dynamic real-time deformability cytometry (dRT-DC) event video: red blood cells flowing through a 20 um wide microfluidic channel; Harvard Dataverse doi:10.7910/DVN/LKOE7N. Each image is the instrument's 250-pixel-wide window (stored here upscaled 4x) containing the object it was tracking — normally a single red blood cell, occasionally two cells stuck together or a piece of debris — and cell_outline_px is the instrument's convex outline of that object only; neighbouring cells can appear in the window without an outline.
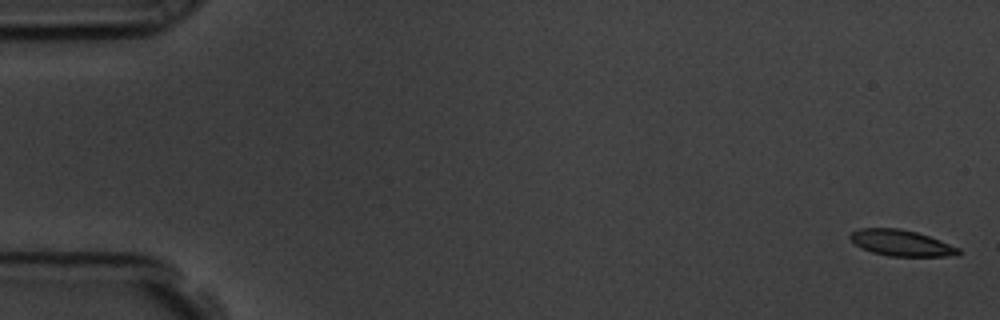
{"species": "common noctule bat (a hibernating species)", "species_latin": "Nyctalus noctula", "temperature_condition": "room temperature", "stored_images_in_passage": 57, "camera_frame_rate_fps": 3000, "um_per_image_px": 0.085, "animal": {"sex": "male", "body_mass_g": 19.5, "forearm_length_mm": 54.6}, "frame": {"image": 1, "passage_image": 1, "time_ms": 0.0, "image_size_px": [1000, 320], "cell_outline_px": [[960, 256], [888, 256], [872, 252], [860, 248], [848, 236], [852, 232], [860, 228], [900, 228], [916, 232], [940, 240], [960, 248]], "centroid_in_image_um": [76.62, 20.66], "position_along_channel_um": 8.4, "area_um2": 16.47}}
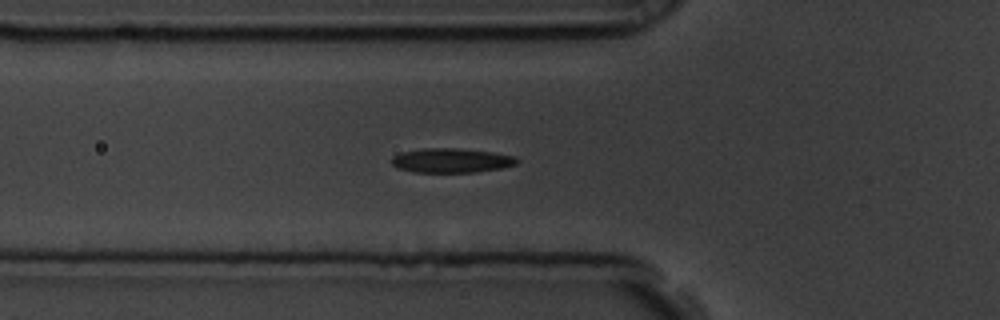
{"frame": {"image": 2, "passage_image": 20, "time_ms": 6.333, "image_size_px": [1000, 320], "cell_outline_px": [[520, 160], [516, 164], [500, 168], [476, 172], [412, 172], [400, 168], [392, 164], [388, 160], [392, 156], [400, 152], [424, 148], [456, 148], [492, 152], [516, 156]], "centroid_in_image_um": [38.34, 13.63], "position_along_channel_um": 87.5, "area_um2": 17.92}}
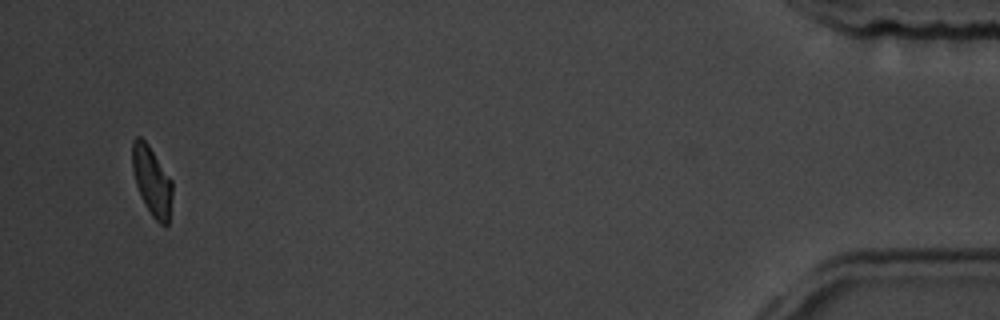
{"frame": {"image": 3, "passage_image": 55, "time_ms": 18.0, "image_size_px": [1000, 320], "cell_outline_px": [[172, 196], [168, 224], [160, 224], [152, 216], [136, 184], [132, 168], [132, 140], [136, 136], [140, 136], [148, 144], [172, 180]], "centroid_in_image_um": [12.91, 15.34], "position_along_channel_um": 422.3, "area_um2": 15.84}, "authors_computed_cell_mechanics": {"area_um2": 17.34, "velocity_mm_per_s": 3.5651, "shape_relaxation_time_tau1_ms": 4.992, "shape_relaxation_time_tau2_ms": 3.9015, "deformation_change_tau1": 0.1306, "deformation_change_tau2": 0.0995}}